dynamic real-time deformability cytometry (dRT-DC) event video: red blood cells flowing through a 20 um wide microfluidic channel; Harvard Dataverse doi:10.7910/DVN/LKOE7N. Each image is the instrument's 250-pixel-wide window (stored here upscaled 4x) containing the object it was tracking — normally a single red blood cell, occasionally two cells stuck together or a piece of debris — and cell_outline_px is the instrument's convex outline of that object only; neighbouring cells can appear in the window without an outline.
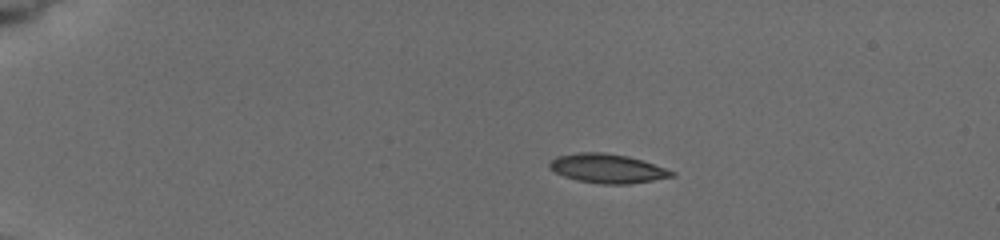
{"species": "common noctule bat (a hibernating species)", "species_latin": "Nyctalus noctula", "temperature_condition": "cold", "stored_images_in_passage": 9, "camera_frame_rate_fps": 3000, "um_per_image_px": 0.085, "animal": {"sex": "female", "body_mass_g": 19.5, "forearm_length_mm": 54.1}, "frame": {"image": 1, "passage_image": 4, "time_ms": 3.0, "image_size_px": [1000, 240], "cell_outline_px": [[676, 176], [628, 184], [600, 184], [576, 180], [564, 176], [548, 168], [548, 164], [556, 156], [580, 152], [604, 152], [628, 156], [676, 172]], "centroid_in_image_um": [51.6, 14.32], "position_along_channel_um": 33.4, "area_um2": 20.63}}
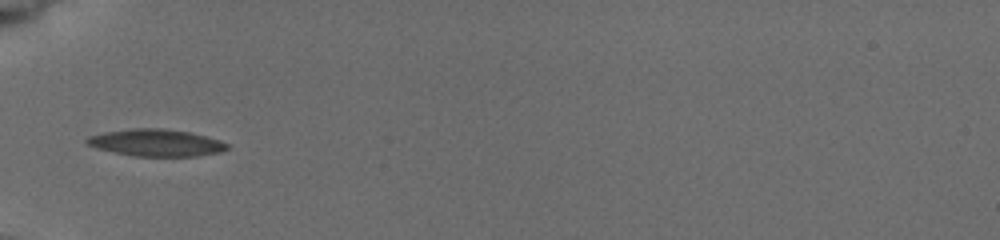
{"frame": {"image": 2, "passage_image": 7, "time_ms": 6.0, "image_size_px": [1000, 240], "cell_outline_px": [[228, 148], [220, 152], [196, 156], [132, 156], [112, 152], [96, 148], [88, 144], [84, 140], [88, 136], [104, 132], [132, 128], [164, 128], [192, 132], [220, 140], [228, 144]], "centroid_in_image_um": [13.26, 12.12], "position_along_channel_um": 71.7, "area_um2": 22.25}}
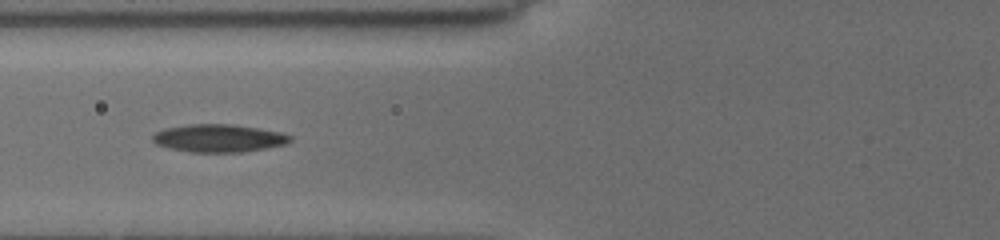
{"frame": {"image": 3, "passage_image": 8, "time_ms": 7.0, "image_size_px": [1000, 240], "cell_outline_px": [[292, 140], [288, 144], [244, 152], [188, 152], [168, 148], [156, 144], [152, 140], [152, 136], [156, 132], [164, 128], [188, 124], [232, 124], [280, 132], [292, 136]], "centroid_in_image_um": [18.58, 11.75], "position_along_channel_um": 107.2, "area_um2": 22.43}}